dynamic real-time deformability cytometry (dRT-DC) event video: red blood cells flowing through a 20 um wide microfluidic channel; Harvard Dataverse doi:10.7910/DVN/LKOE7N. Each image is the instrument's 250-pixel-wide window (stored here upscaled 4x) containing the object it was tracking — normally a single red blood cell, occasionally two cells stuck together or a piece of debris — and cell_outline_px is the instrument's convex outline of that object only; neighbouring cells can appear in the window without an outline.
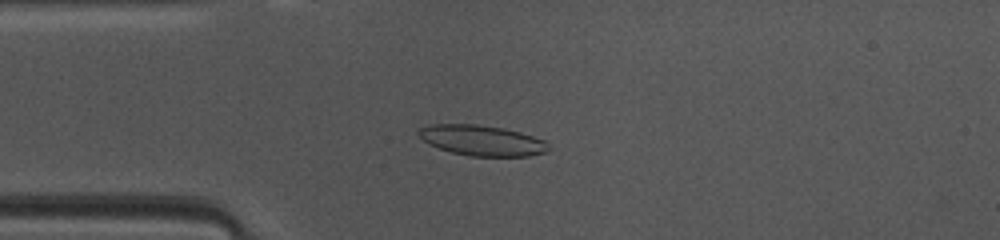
{"species": "common noctule bat (a hibernating species)", "species_latin": "Nyctalus noctula", "temperature_condition": "warm", "stored_images_in_passage": 46, "camera_frame_rate_fps": 3000, "um_per_image_px": 0.085, "animal": {"sex": "female", "body_mass_g": 10.0, "forearm_length_mm": 53.1}, "frame": {"image": 1, "passage_image": 10, "time_ms": 3.0, "image_size_px": [1000, 240], "cell_outline_px": [[552, 148], [544, 152], [528, 156], [468, 156], [452, 152], [428, 144], [416, 132], [420, 128], [428, 124], [476, 124], [504, 128], [520, 132], [548, 140]], "centroid_in_image_um": [41.01, 11.93], "position_along_channel_um": 44.0, "area_um2": 23.29}}
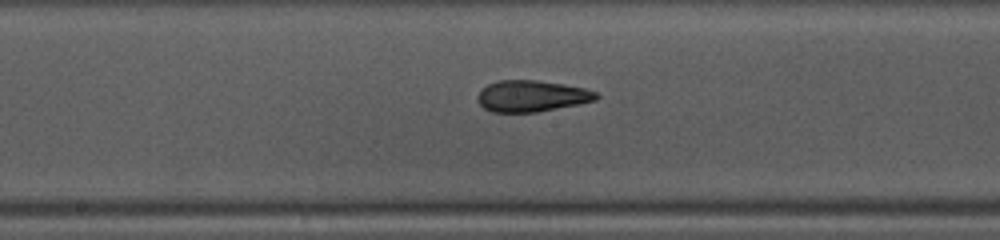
{"frame": {"image": 2, "passage_image": 22, "time_ms": 7.0, "image_size_px": [1000, 240], "cell_outline_px": [[600, 96], [596, 100], [536, 112], [492, 112], [484, 108], [480, 104], [476, 96], [488, 84], [500, 80], [536, 80], [564, 84], [584, 88], [596, 92]], "centroid_in_image_um": [45.18, 8.16], "position_along_channel_um": 203.0, "area_um2": 21.44}}
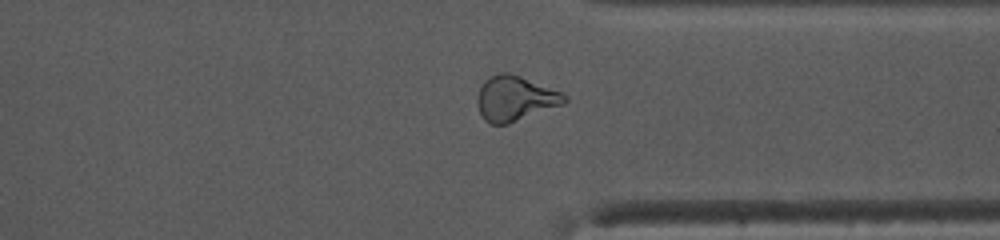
{"frame": {"image": 3, "passage_image": 34, "time_ms": 11.0, "image_size_px": [1000, 240], "cell_outline_px": [[568, 100], [564, 104], [508, 124], [492, 124], [484, 120], [476, 104], [476, 100], [480, 88], [484, 80], [500, 72], [508, 72], [520, 76], [560, 92], [568, 96]], "centroid_in_image_um": [43.76, 8.38], "position_along_channel_um": 367.6, "area_um2": 22.72}, "authors_computed_cell_mechanics": {"area_um2": 22.5131, "velocity_mm_per_s": 4.1682, "shape_relaxation_time_tau1_ms": 6.7709, "shape_relaxation_time_tau2_ms": 2.1169, "deformation_change_tau1": 0.1893, "deformation_change_tau2": 0.0885}}